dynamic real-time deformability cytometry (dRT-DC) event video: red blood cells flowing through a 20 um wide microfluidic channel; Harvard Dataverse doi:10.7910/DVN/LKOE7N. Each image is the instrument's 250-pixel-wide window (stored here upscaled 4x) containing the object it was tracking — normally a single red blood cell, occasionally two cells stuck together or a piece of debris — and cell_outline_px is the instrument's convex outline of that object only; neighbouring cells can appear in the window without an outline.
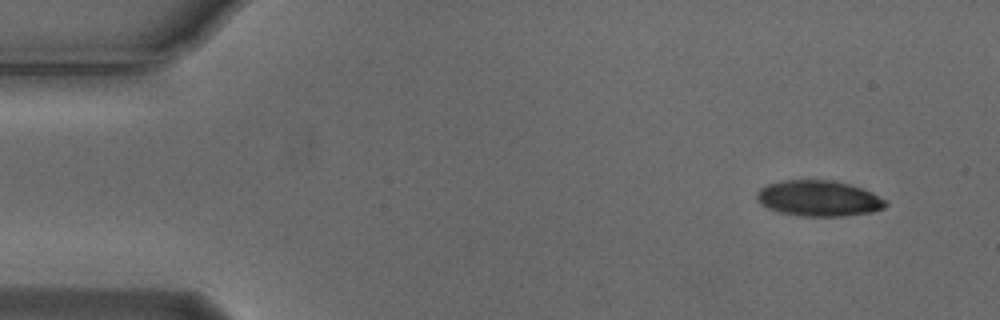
{"species": "Egyptian fruit bat (a non-hibernating species)", "species_latin": "Rousettus aegyptiacus", "temperature_condition": "cold", "stored_images_in_passage": 4, "camera_frame_rate_fps": 3000, "um_per_image_px": 0.085, "animal": {"sex": "male"}, "frame": {"image": 1, "passage_image": 1, "time_ms": 0.0, "image_size_px": [1000, 320], "cell_outline_px": [[888, 204], [884, 208], [872, 212], [844, 216], [800, 216], [780, 212], [768, 208], [760, 204], [756, 200], [756, 192], [760, 188], [768, 184], [784, 180], [832, 180], [848, 184], [872, 192], [888, 200]], "centroid_in_image_um": [69.59, 16.86], "position_along_channel_um": 15.4, "area_um2": 26.99}}
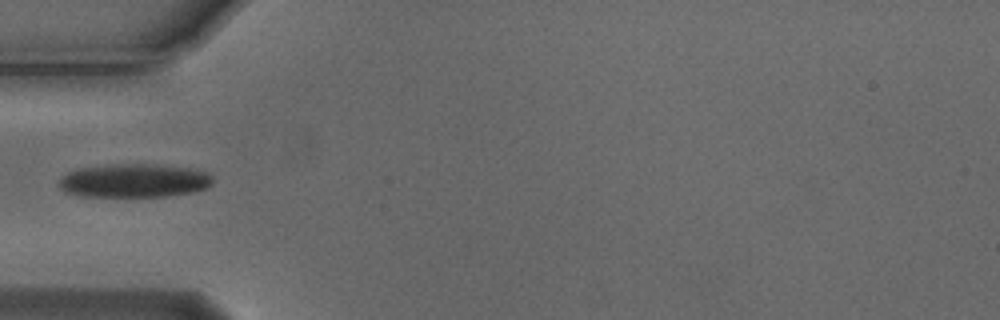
{"frame": {"image": 2, "passage_image": 4, "time_ms": 1.0, "image_size_px": [1000, 320], "cell_outline_px": [[212, 184], [204, 188], [192, 192], [164, 196], [80, 196], [64, 192], [60, 188], [60, 180], [68, 172], [80, 168], [108, 164], [156, 164], [196, 168], [212, 176]], "centroid_in_image_um": [11.41, 15.34], "position_along_channel_um": 73.6, "area_um2": 30.11}}